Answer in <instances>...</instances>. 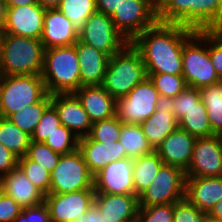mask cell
Returning <instances> with one entry per match:
<instances>
[{"mask_svg":"<svg viewBox=\"0 0 222 222\" xmlns=\"http://www.w3.org/2000/svg\"><path fill=\"white\" fill-rule=\"evenodd\" d=\"M196 32L186 26L157 22L131 43L140 52L147 73L182 75V49Z\"/></svg>","mask_w":222,"mask_h":222,"instance_id":"obj_1","label":"cell"},{"mask_svg":"<svg viewBox=\"0 0 222 222\" xmlns=\"http://www.w3.org/2000/svg\"><path fill=\"white\" fill-rule=\"evenodd\" d=\"M157 18L196 31L222 25V0H156Z\"/></svg>","mask_w":222,"mask_h":222,"instance_id":"obj_2","label":"cell"},{"mask_svg":"<svg viewBox=\"0 0 222 222\" xmlns=\"http://www.w3.org/2000/svg\"><path fill=\"white\" fill-rule=\"evenodd\" d=\"M44 51L39 39L3 33L0 75H41Z\"/></svg>","mask_w":222,"mask_h":222,"instance_id":"obj_3","label":"cell"},{"mask_svg":"<svg viewBox=\"0 0 222 222\" xmlns=\"http://www.w3.org/2000/svg\"><path fill=\"white\" fill-rule=\"evenodd\" d=\"M41 76L50 95L78 90L81 79L75 45L45 49Z\"/></svg>","mask_w":222,"mask_h":222,"instance_id":"obj_4","label":"cell"},{"mask_svg":"<svg viewBox=\"0 0 222 222\" xmlns=\"http://www.w3.org/2000/svg\"><path fill=\"white\" fill-rule=\"evenodd\" d=\"M148 77L140 52L129 42L109 59L103 88L116 100Z\"/></svg>","mask_w":222,"mask_h":222,"instance_id":"obj_5","label":"cell"},{"mask_svg":"<svg viewBox=\"0 0 222 222\" xmlns=\"http://www.w3.org/2000/svg\"><path fill=\"white\" fill-rule=\"evenodd\" d=\"M182 67L187 86L200 88L221 81L209 55V30L196 31L184 43Z\"/></svg>","mask_w":222,"mask_h":222,"instance_id":"obj_6","label":"cell"},{"mask_svg":"<svg viewBox=\"0 0 222 222\" xmlns=\"http://www.w3.org/2000/svg\"><path fill=\"white\" fill-rule=\"evenodd\" d=\"M47 94L41 75H0V117L8 118Z\"/></svg>","mask_w":222,"mask_h":222,"instance_id":"obj_7","label":"cell"},{"mask_svg":"<svg viewBox=\"0 0 222 222\" xmlns=\"http://www.w3.org/2000/svg\"><path fill=\"white\" fill-rule=\"evenodd\" d=\"M172 112L178 121V128L196 138L215 135L206 113V106L200 99L198 88L187 86L175 98L170 99Z\"/></svg>","mask_w":222,"mask_h":222,"instance_id":"obj_8","label":"cell"},{"mask_svg":"<svg viewBox=\"0 0 222 222\" xmlns=\"http://www.w3.org/2000/svg\"><path fill=\"white\" fill-rule=\"evenodd\" d=\"M84 189H94V175L89 171L82 153L77 149L60 156L51 172L50 194H64Z\"/></svg>","mask_w":222,"mask_h":222,"instance_id":"obj_9","label":"cell"},{"mask_svg":"<svg viewBox=\"0 0 222 222\" xmlns=\"http://www.w3.org/2000/svg\"><path fill=\"white\" fill-rule=\"evenodd\" d=\"M162 102L159 92L147 77L126 96L116 99V116L122 123L140 125Z\"/></svg>","mask_w":222,"mask_h":222,"instance_id":"obj_10","label":"cell"},{"mask_svg":"<svg viewBox=\"0 0 222 222\" xmlns=\"http://www.w3.org/2000/svg\"><path fill=\"white\" fill-rule=\"evenodd\" d=\"M111 19L126 40L132 42L158 22L156 0H123Z\"/></svg>","mask_w":222,"mask_h":222,"instance_id":"obj_11","label":"cell"},{"mask_svg":"<svg viewBox=\"0 0 222 222\" xmlns=\"http://www.w3.org/2000/svg\"><path fill=\"white\" fill-rule=\"evenodd\" d=\"M185 189V172L163 164L152 183L138 196L139 207L179 202L185 199Z\"/></svg>","mask_w":222,"mask_h":222,"instance_id":"obj_12","label":"cell"},{"mask_svg":"<svg viewBox=\"0 0 222 222\" xmlns=\"http://www.w3.org/2000/svg\"><path fill=\"white\" fill-rule=\"evenodd\" d=\"M80 42L112 56L121 51L129 42L116 29L111 16L95 12L79 32Z\"/></svg>","mask_w":222,"mask_h":222,"instance_id":"obj_13","label":"cell"},{"mask_svg":"<svg viewBox=\"0 0 222 222\" xmlns=\"http://www.w3.org/2000/svg\"><path fill=\"white\" fill-rule=\"evenodd\" d=\"M186 178L222 176V135L197 138Z\"/></svg>","mask_w":222,"mask_h":222,"instance_id":"obj_14","label":"cell"},{"mask_svg":"<svg viewBox=\"0 0 222 222\" xmlns=\"http://www.w3.org/2000/svg\"><path fill=\"white\" fill-rule=\"evenodd\" d=\"M94 189H84L64 194H46L44 203L51 222H75L94 205Z\"/></svg>","mask_w":222,"mask_h":222,"instance_id":"obj_15","label":"cell"},{"mask_svg":"<svg viewBox=\"0 0 222 222\" xmlns=\"http://www.w3.org/2000/svg\"><path fill=\"white\" fill-rule=\"evenodd\" d=\"M95 194L134 195L133 158L114 161L94 175Z\"/></svg>","mask_w":222,"mask_h":222,"instance_id":"obj_16","label":"cell"},{"mask_svg":"<svg viewBox=\"0 0 222 222\" xmlns=\"http://www.w3.org/2000/svg\"><path fill=\"white\" fill-rule=\"evenodd\" d=\"M46 8L39 3L7 7L3 33L39 39L43 32Z\"/></svg>","mask_w":222,"mask_h":222,"instance_id":"obj_17","label":"cell"},{"mask_svg":"<svg viewBox=\"0 0 222 222\" xmlns=\"http://www.w3.org/2000/svg\"><path fill=\"white\" fill-rule=\"evenodd\" d=\"M51 105L56 109L61 125L79 139L89 135L92 122L74 93L51 94Z\"/></svg>","mask_w":222,"mask_h":222,"instance_id":"obj_18","label":"cell"},{"mask_svg":"<svg viewBox=\"0 0 222 222\" xmlns=\"http://www.w3.org/2000/svg\"><path fill=\"white\" fill-rule=\"evenodd\" d=\"M196 139L185 130L177 128L162 141L155 151L165 165L176 166L185 172L191 163Z\"/></svg>","mask_w":222,"mask_h":222,"instance_id":"obj_19","label":"cell"},{"mask_svg":"<svg viewBox=\"0 0 222 222\" xmlns=\"http://www.w3.org/2000/svg\"><path fill=\"white\" fill-rule=\"evenodd\" d=\"M79 39V33L72 22L58 8H46L43 32L40 41L45 49L72 46Z\"/></svg>","mask_w":222,"mask_h":222,"instance_id":"obj_20","label":"cell"},{"mask_svg":"<svg viewBox=\"0 0 222 222\" xmlns=\"http://www.w3.org/2000/svg\"><path fill=\"white\" fill-rule=\"evenodd\" d=\"M78 150L82 153L89 171L95 175L114 161L129 158L119 141L101 143L85 136L78 141Z\"/></svg>","mask_w":222,"mask_h":222,"instance_id":"obj_21","label":"cell"},{"mask_svg":"<svg viewBox=\"0 0 222 222\" xmlns=\"http://www.w3.org/2000/svg\"><path fill=\"white\" fill-rule=\"evenodd\" d=\"M94 205L106 222H135L139 199L137 195L95 194Z\"/></svg>","mask_w":222,"mask_h":222,"instance_id":"obj_22","label":"cell"},{"mask_svg":"<svg viewBox=\"0 0 222 222\" xmlns=\"http://www.w3.org/2000/svg\"><path fill=\"white\" fill-rule=\"evenodd\" d=\"M1 190L21 208L35 207L45 201V194L32 184L18 165L1 177Z\"/></svg>","mask_w":222,"mask_h":222,"instance_id":"obj_23","label":"cell"},{"mask_svg":"<svg viewBox=\"0 0 222 222\" xmlns=\"http://www.w3.org/2000/svg\"><path fill=\"white\" fill-rule=\"evenodd\" d=\"M185 198L208 214L222 199V176L186 178Z\"/></svg>","mask_w":222,"mask_h":222,"instance_id":"obj_24","label":"cell"},{"mask_svg":"<svg viewBox=\"0 0 222 222\" xmlns=\"http://www.w3.org/2000/svg\"><path fill=\"white\" fill-rule=\"evenodd\" d=\"M74 45L79 58L81 87L102 85L110 56L79 40Z\"/></svg>","mask_w":222,"mask_h":222,"instance_id":"obj_25","label":"cell"},{"mask_svg":"<svg viewBox=\"0 0 222 222\" xmlns=\"http://www.w3.org/2000/svg\"><path fill=\"white\" fill-rule=\"evenodd\" d=\"M74 94L92 123L116 115V100L102 85L82 86Z\"/></svg>","mask_w":222,"mask_h":222,"instance_id":"obj_26","label":"cell"},{"mask_svg":"<svg viewBox=\"0 0 222 222\" xmlns=\"http://www.w3.org/2000/svg\"><path fill=\"white\" fill-rule=\"evenodd\" d=\"M140 126L149 144L155 150L171 132L178 128V121L169 102L163 101Z\"/></svg>","mask_w":222,"mask_h":222,"instance_id":"obj_27","label":"cell"},{"mask_svg":"<svg viewBox=\"0 0 222 222\" xmlns=\"http://www.w3.org/2000/svg\"><path fill=\"white\" fill-rule=\"evenodd\" d=\"M163 164V160L155 150L133 159L134 195L139 196L148 188Z\"/></svg>","mask_w":222,"mask_h":222,"instance_id":"obj_28","label":"cell"},{"mask_svg":"<svg viewBox=\"0 0 222 222\" xmlns=\"http://www.w3.org/2000/svg\"><path fill=\"white\" fill-rule=\"evenodd\" d=\"M215 135H222V82L198 88Z\"/></svg>","mask_w":222,"mask_h":222,"instance_id":"obj_29","label":"cell"},{"mask_svg":"<svg viewBox=\"0 0 222 222\" xmlns=\"http://www.w3.org/2000/svg\"><path fill=\"white\" fill-rule=\"evenodd\" d=\"M118 141L129 158L134 159L154 151L140 125L122 123L121 135Z\"/></svg>","mask_w":222,"mask_h":222,"instance_id":"obj_30","label":"cell"},{"mask_svg":"<svg viewBox=\"0 0 222 222\" xmlns=\"http://www.w3.org/2000/svg\"><path fill=\"white\" fill-rule=\"evenodd\" d=\"M50 105L51 95L47 94L40 102L21 108L10 115L8 119L31 137L44 111Z\"/></svg>","mask_w":222,"mask_h":222,"instance_id":"obj_31","label":"cell"},{"mask_svg":"<svg viewBox=\"0 0 222 222\" xmlns=\"http://www.w3.org/2000/svg\"><path fill=\"white\" fill-rule=\"evenodd\" d=\"M30 136L22 131L8 118L0 117V143L16 156H26L30 144Z\"/></svg>","mask_w":222,"mask_h":222,"instance_id":"obj_32","label":"cell"},{"mask_svg":"<svg viewBox=\"0 0 222 222\" xmlns=\"http://www.w3.org/2000/svg\"><path fill=\"white\" fill-rule=\"evenodd\" d=\"M79 33L88 18L97 12L96 0H62L57 7Z\"/></svg>","mask_w":222,"mask_h":222,"instance_id":"obj_33","label":"cell"},{"mask_svg":"<svg viewBox=\"0 0 222 222\" xmlns=\"http://www.w3.org/2000/svg\"><path fill=\"white\" fill-rule=\"evenodd\" d=\"M147 75L159 92L162 101L175 98L187 87L183 75L169 73H147Z\"/></svg>","mask_w":222,"mask_h":222,"instance_id":"obj_34","label":"cell"},{"mask_svg":"<svg viewBox=\"0 0 222 222\" xmlns=\"http://www.w3.org/2000/svg\"><path fill=\"white\" fill-rule=\"evenodd\" d=\"M18 166L26 177L45 195L50 194L51 173L27 156L19 157Z\"/></svg>","mask_w":222,"mask_h":222,"instance_id":"obj_35","label":"cell"},{"mask_svg":"<svg viewBox=\"0 0 222 222\" xmlns=\"http://www.w3.org/2000/svg\"><path fill=\"white\" fill-rule=\"evenodd\" d=\"M122 121L115 115L92 123L89 137L101 143L117 142L121 135Z\"/></svg>","mask_w":222,"mask_h":222,"instance_id":"obj_36","label":"cell"},{"mask_svg":"<svg viewBox=\"0 0 222 222\" xmlns=\"http://www.w3.org/2000/svg\"><path fill=\"white\" fill-rule=\"evenodd\" d=\"M79 138L64 125H60L44 143L53 151L63 155L70 154L78 149Z\"/></svg>","mask_w":222,"mask_h":222,"instance_id":"obj_37","label":"cell"},{"mask_svg":"<svg viewBox=\"0 0 222 222\" xmlns=\"http://www.w3.org/2000/svg\"><path fill=\"white\" fill-rule=\"evenodd\" d=\"M26 156L51 173L57 166L61 154L53 151L44 142L30 141Z\"/></svg>","mask_w":222,"mask_h":222,"instance_id":"obj_38","label":"cell"},{"mask_svg":"<svg viewBox=\"0 0 222 222\" xmlns=\"http://www.w3.org/2000/svg\"><path fill=\"white\" fill-rule=\"evenodd\" d=\"M61 125L56 109L50 105L43 113L39 123L37 124L32 136L31 141L44 142L51 136L57 128Z\"/></svg>","mask_w":222,"mask_h":222,"instance_id":"obj_39","label":"cell"},{"mask_svg":"<svg viewBox=\"0 0 222 222\" xmlns=\"http://www.w3.org/2000/svg\"><path fill=\"white\" fill-rule=\"evenodd\" d=\"M174 203L139 207L135 222H173Z\"/></svg>","mask_w":222,"mask_h":222,"instance_id":"obj_40","label":"cell"},{"mask_svg":"<svg viewBox=\"0 0 222 222\" xmlns=\"http://www.w3.org/2000/svg\"><path fill=\"white\" fill-rule=\"evenodd\" d=\"M206 214L185 198L174 203L173 222H205Z\"/></svg>","mask_w":222,"mask_h":222,"instance_id":"obj_41","label":"cell"},{"mask_svg":"<svg viewBox=\"0 0 222 222\" xmlns=\"http://www.w3.org/2000/svg\"><path fill=\"white\" fill-rule=\"evenodd\" d=\"M209 55L212 65L219 78H222V37L215 31L209 30Z\"/></svg>","mask_w":222,"mask_h":222,"instance_id":"obj_42","label":"cell"},{"mask_svg":"<svg viewBox=\"0 0 222 222\" xmlns=\"http://www.w3.org/2000/svg\"><path fill=\"white\" fill-rule=\"evenodd\" d=\"M13 222H51L49 209L45 203L23 208Z\"/></svg>","mask_w":222,"mask_h":222,"instance_id":"obj_43","label":"cell"},{"mask_svg":"<svg viewBox=\"0 0 222 222\" xmlns=\"http://www.w3.org/2000/svg\"><path fill=\"white\" fill-rule=\"evenodd\" d=\"M22 209L12 197L0 191V222H13Z\"/></svg>","mask_w":222,"mask_h":222,"instance_id":"obj_44","label":"cell"},{"mask_svg":"<svg viewBox=\"0 0 222 222\" xmlns=\"http://www.w3.org/2000/svg\"><path fill=\"white\" fill-rule=\"evenodd\" d=\"M18 157L0 143V178L18 165Z\"/></svg>","mask_w":222,"mask_h":222,"instance_id":"obj_45","label":"cell"},{"mask_svg":"<svg viewBox=\"0 0 222 222\" xmlns=\"http://www.w3.org/2000/svg\"><path fill=\"white\" fill-rule=\"evenodd\" d=\"M123 0H96L97 12L112 16Z\"/></svg>","mask_w":222,"mask_h":222,"instance_id":"obj_46","label":"cell"},{"mask_svg":"<svg viewBox=\"0 0 222 222\" xmlns=\"http://www.w3.org/2000/svg\"><path fill=\"white\" fill-rule=\"evenodd\" d=\"M75 222H106L97 207L93 205L86 214L81 215Z\"/></svg>","mask_w":222,"mask_h":222,"instance_id":"obj_47","label":"cell"},{"mask_svg":"<svg viewBox=\"0 0 222 222\" xmlns=\"http://www.w3.org/2000/svg\"><path fill=\"white\" fill-rule=\"evenodd\" d=\"M7 7L27 6L38 3L37 0H4Z\"/></svg>","mask_w":222,"mask_h":222,"instance_id":"obj_48","label":"cell"},{"mask_svg":"<svg viewBox=\"0 0 222 222\" xmlns=\"http://www.w3.org/2000/svg\"><path fill=\"white\" fill-rule=\"evenodd\" d=\"M7 6L4 0H0V29L3 31L6 23Z\"/></svg>","mask_w":222,"mask_h":222,"instance_id":"obj_49","label":"cell"},{"mask_svg":"<svg viewBox=\"0 0 222 222\" xmlns=\"http://www.w3.org/2000/svg\"><path fill=\"white\" fill-rule=\"evenodd\" d=\"M208 214L216 219L222 220V199L216 203Z\"/></svg>","mask_w":222,"mask_h":222,"instance_id":"obj_50","label":"cell"},{"mask_svg":"<svg viewBox=\"0 0 222 222\" xmlns=\"http://www.w3.org/2000/svg\"><path fill=\"white\" fill-rule=\"evenodd\" d=\"M62 0H37L44 8H57Z\"/></svg>","mask_w":222,"mask_h":222,"instance_id":"obj_51","label":"cell"},{"mask_svg":"<svg viewBox=\"0 0 222 222\" xmlns=\"http://www.w3.org/2000/svg\"><path fill=\"white\" fill-rule=\"evenodd\" d=\"M205 222H222V220L216 219V218L210 216L209 214H206Z\"/></svg>","mask_w":222,"mask_h":222,"instance_id":"obj_52","label":"cell"},{"mask_svg":"<svg viewBox=\"0 0 222 222\" xmlns=\"http://www.w3.org/2000/svg\"><path fill=\"white\" fill-rule=\"evenodd\" d=\"M215 31L222 37V25L218 26Z\"/></svg>","mask_w":222,"mask_h":222,"instance_id":"obj_53","label":"cell"},{"mask_svg":"<svg viewBox=\"0 0 222 222\" xmlns=\"http://www.w3.org/2000/svg\"><path fill=\"white\" fill-rule=\"evenodd\" d=\"M2 37H3V31L0 29V47H1Z\"/></svg>","mask_w":222,"mask_h":222,"instance_id":"obj_54","label":"cell"}]
</instances>
